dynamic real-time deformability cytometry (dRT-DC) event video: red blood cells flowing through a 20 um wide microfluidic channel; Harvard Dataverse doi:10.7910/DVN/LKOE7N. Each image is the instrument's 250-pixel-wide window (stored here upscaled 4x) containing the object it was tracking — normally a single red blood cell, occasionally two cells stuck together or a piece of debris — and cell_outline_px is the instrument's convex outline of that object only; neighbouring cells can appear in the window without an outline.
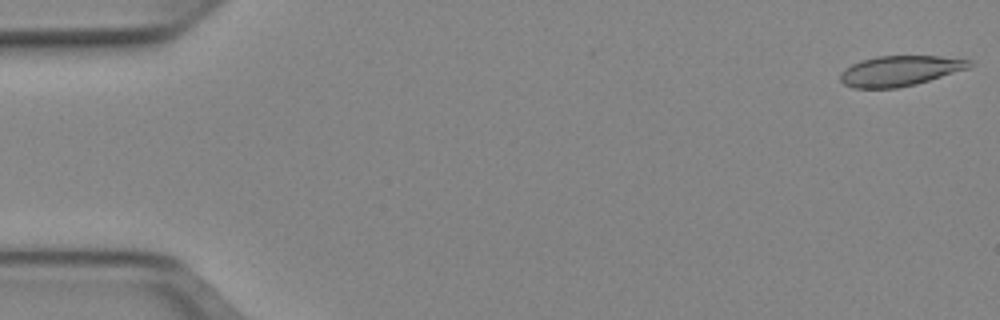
{"species": "Egyptian fruit bat (a non-hibernating species)", "species_latin": "Rousettus aegyptiacus", "temperature_condition": "cold", "stored_images_in_passage": 51, "camera_frame_rate_fps": 3000, "um_per_image_px": 0.085, "animal": {"sex": "female"}, "frame": {"image": 1, "passage_image": 1, "time_ms": 0.0, "image_size_px": [1000, 320], "cell_outline_px": [[972, 64], [968, 68], [916, 84], [896, 88], [852, 88], [844, 84], [840, 80], [840, 72], [844, 68], [860, 60], [876, 56], [940, 56], [972, 60]], "centroid_in_image_um": [76.45, 6.02], "position_along_channel_um": 8.6, "area_um2": 22.77}}
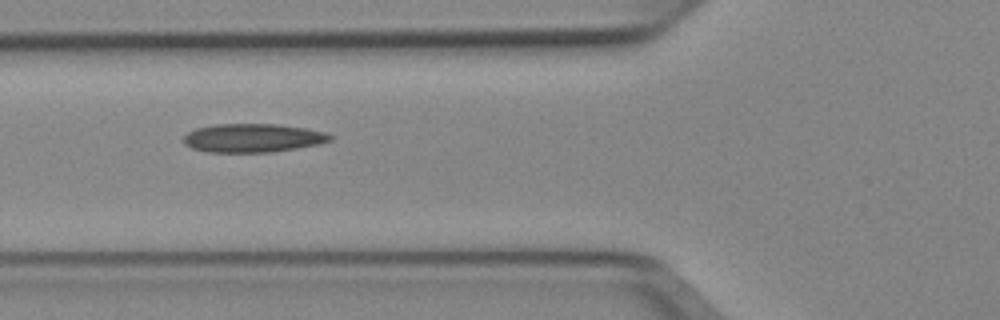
{"frame": {"image": 2, "passage_image": 19, "time_ms": 6.0, "image_size_px": [1000, 320], "cell_outline_px": [[332, 140], [320, 144], [272, 152], [208, 152], [192, 148], [184, 144], [184, 136], [188, 132], [196, 128], [216, 124], [276, 124], [304, 128], [324, 132], [332, 136]], "centroid_in_image_um": [21.48, 11.73], "position_along_channel_um": 104.3, "area_um2": 24.33}}
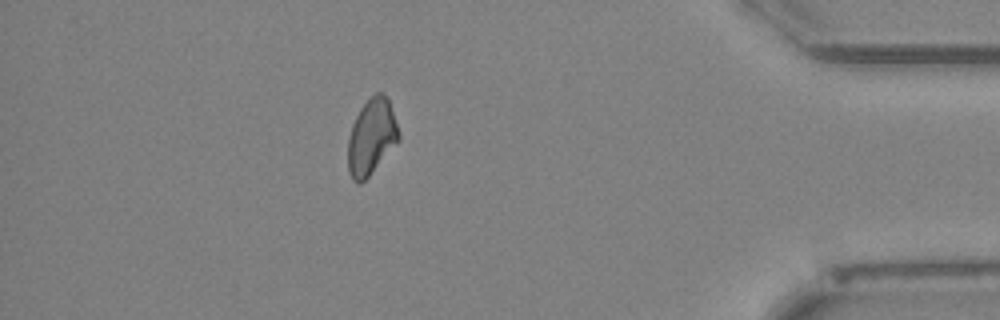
{"frame": {"image": 3, "passage_image": 45, "time_ms": 14.667, "image_size_px": [1000, 320], "cell_outline_px": [[400, 140], [368, 176], [360, 184], [356, 184], [352, 180], [348, 172], [348, 136], [352, 124], [360, 108], [376, 92], [380, 92], [388, 100], [400, 132]], "centroid_in_image_um": [31.56, 11.66], "position_along_channel_um": 403.6, "area_um2": 22.31}, "authors_computed_cell_mechanics": {"area_um2": 23.2934, "velocity_mm_per_s": 3.9462, "shape_relaxation_time_tau1_ms": null, "shape_relaxation_time_tau2_ms": 5.2929, "deformation_change_tau1": null, "deformation_change_tau2": 0.1261}}